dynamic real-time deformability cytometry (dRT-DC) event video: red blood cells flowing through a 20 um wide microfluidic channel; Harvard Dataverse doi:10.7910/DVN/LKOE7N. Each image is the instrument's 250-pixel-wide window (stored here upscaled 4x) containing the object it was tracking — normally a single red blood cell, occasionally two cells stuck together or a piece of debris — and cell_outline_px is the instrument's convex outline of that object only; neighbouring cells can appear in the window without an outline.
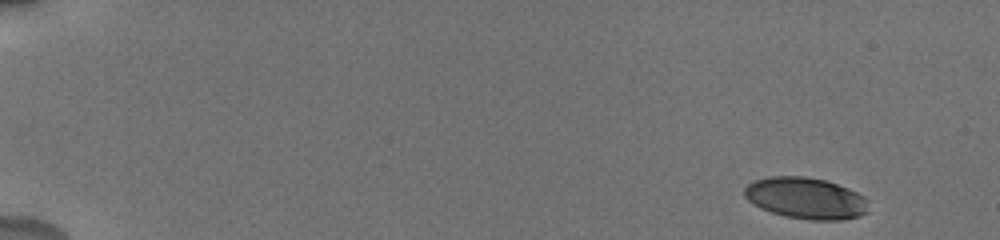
{"species": "human", "species_latin": "Homo sapiens", "temperature_condition": "cold", "stored_images_in_passage": 10, "camera_frame_rate_fps": 3000, "um_per_image_px": 0.085, "donor": {"sex": "male"}, "frame": {"image": 1, "passage_image": 1, "time_ms": 0.0, "image_size_px": [1000, 240], "cell_outline_px": [[868, 212], [860, 216], [840, 220], [808, 220], [784, 216], [760, 208], [748, 200], [744, 196], [744, 188], [748, 184], [756, 180], [768, 176], [804, 176], [824, 180], [848, 188], [864, 196], [868, 200]], "centroid_in_image_um": [68.5, 16.85], "position_along_channel_um": 16.5, "area_um2": 30.06}}
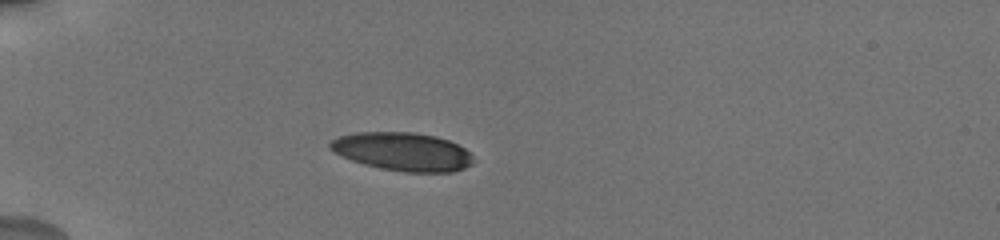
{"frame": {"image": 2, "passage_image": 5, "time_ms": 4.333, "image_size_px": [1000, 240], "cell_outline_px": [[476, 160], [472, 164], [464, 168], [452, 172], [404, 172], [380, 168], [364, 164], [352, 160], [328, 148], [328, 144], [336, 136], [356, 132], [412, 132], [436, 136], [448, 140], [464, 148]], "centroid_in_image_um": [34.23, 12.88], "position_along_channel_um": 50.8, "area_um2": 32.02}}
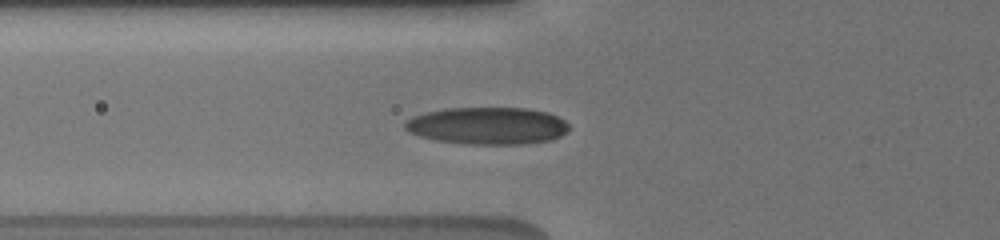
{"frame": {"image": 3, "passage_image": 9, "time_ms": 6.0, "image_size_px": [1000, 240], "cell_outline_px": [[568, 132], [552, 140], [520, 144], [468, 144], [436, 140], [420, 136], [408, 132], [404, 128], [404, 124], [408, 120], [416, 116], [428, 112], [444, 108], [528, 108], [548, 112], [564, 120], [568, 124]], "centroid_in_image_um": [41.47, 10.69], "position_along_channel_um": 84.3, "area_um2": 35.49}}